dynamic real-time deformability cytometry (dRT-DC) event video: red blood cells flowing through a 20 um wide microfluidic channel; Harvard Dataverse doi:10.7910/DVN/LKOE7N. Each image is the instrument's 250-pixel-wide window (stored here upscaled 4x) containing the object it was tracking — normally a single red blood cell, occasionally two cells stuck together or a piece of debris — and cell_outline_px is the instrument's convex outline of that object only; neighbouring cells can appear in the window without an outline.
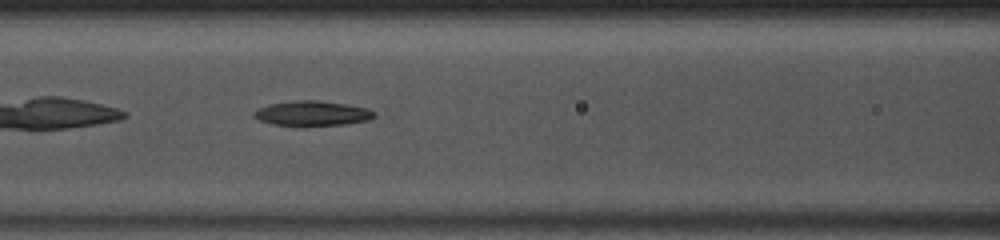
{"species": "common noctule bat (a hibernating species)", "species_latin": "Nyctalus noctula", "temperature_condition": "room temperature", "stored_images_in_passage": 34, "camera_frame_rate_fps": 3000, "um_per_image_px": 0.085, "animal": {"sex": "male", "body_mass_g": 13.0, "forearm_length_mm": 53.1}, "frame": {"image": 1, "passage_image": 7, "time_ms": 2.0, "image_size_px": [1000, 240], "cell_outline_px": [[376, 116], [368, 120], [344, 124], [272, 124], [260, 120], [252, 116], [252, 112], [268, 104], [296, 100], [316, 100], [344, 104], [368, 108]], "centroid_in_image_um": [26.51, 9.61], "position_along_channel_um": 140.1, "area_um2": 16.82}}
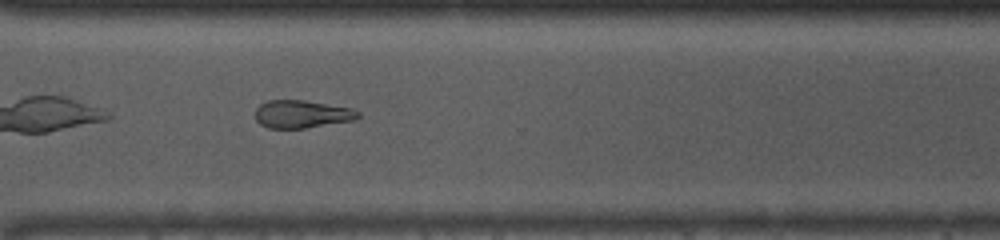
{"frame": {"image": 2, "passage_image": 22, "time_ms": 7.0, "image_size_px": [1000, 240], "cell_outline_px": [[360, 116], [352, 120], [304, 128], [268, 128], [260, 124], [256, 120], [256, 108], [260, 104], [268, 100], [304, 100], [352, 108], [360, 112]], "centroid_in_image_um": [25.64, 9.69], "position_along_channel_um": 345.0, "area_um2": 16.53}}
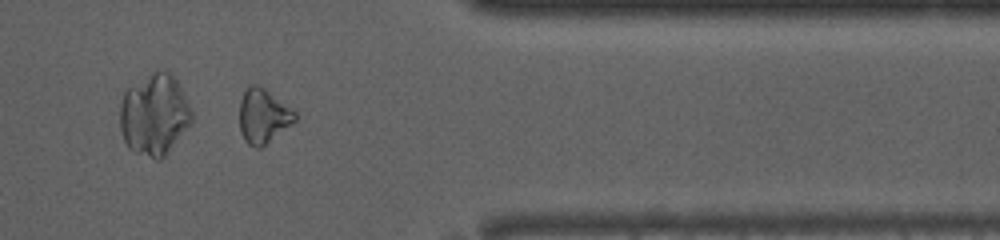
{"frame": {"image": 3, "passage_image": 26, "time_ms": 8.333, "image_size_px": [1000, 240], "cell_outline_px": [[296, 120], [260, 148], [256, 148], [248, 144], [244, 140], [240, 132], [240, 100], [248, 84], [256, 84], [264, 88], [296, 112]], "centroid_in_image_um": [22.34, 9.86], "position_along_channel_um": 389.1, "area_um2": 17.34}, "authors_computed_cell_mechanics": {"area_um2": 17.34, "velocity_mm_per_s": 4.1033, "shape_relaxation_time_tau1_ms": 3.1628, "shape_relaxation_time_tau2_ms": null, "deformation_change_tau1": 0.1219, "deformation_change_tau2": null}}